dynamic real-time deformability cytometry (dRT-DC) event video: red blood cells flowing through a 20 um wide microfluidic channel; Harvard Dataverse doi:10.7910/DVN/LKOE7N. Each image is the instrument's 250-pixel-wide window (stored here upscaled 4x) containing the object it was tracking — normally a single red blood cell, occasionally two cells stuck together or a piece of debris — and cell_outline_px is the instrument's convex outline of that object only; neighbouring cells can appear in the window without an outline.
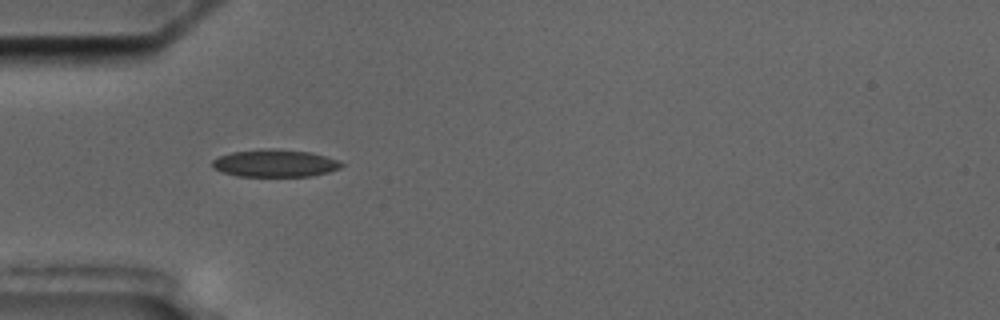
{"species": "common noctule bat (a hibernating species)", "species_latin": "Nyctalus noctula", "temperature_condition": "cold", "stored_images_in_passage": 40, "camera_frame_rate_fps": 3000, "um_per_image_px": 0.085, "animal": {"sex": "male", "body_mass_g": 17.5, "forearm_length_mm": 52.3}, "frame": {"image": 1, "passage_image": 1, "time_ms": 0.0, "image_size_px": [1000, 320], "cell_outline_px": [[344, 164], [340, 168], [328, 172], [312, 176], [236, 176], [220, 172], [212, 168], [212, 160], [220, 156], [232, 152], [268, 148], [272, 148], [312, 152], [340, 160]], "centroid_in_image_um": [23.37, 13.87], "position_along_channel_um": 61.6, "area_um2": 20.87}}
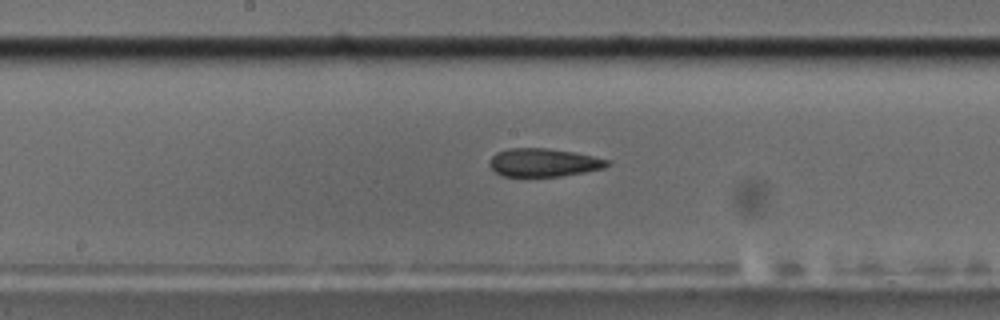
{"frame": {"image": 2, "passage_image": 13, "time_ms": 4.0, "image_size_px": [1000, 320], "cell_outline_px": [[612, 164], [604, 168], [584, 172], [560, 176], [504, 176], [496, 172], [488, 164], [488, 160], [496, 152], [508, 148], [548, 148], [576, 152], [612, 160]], "centroid_in_image_um": [46.24, 13.8], "position_along_channel_um": 202.0, "area_um2": 19.59}}
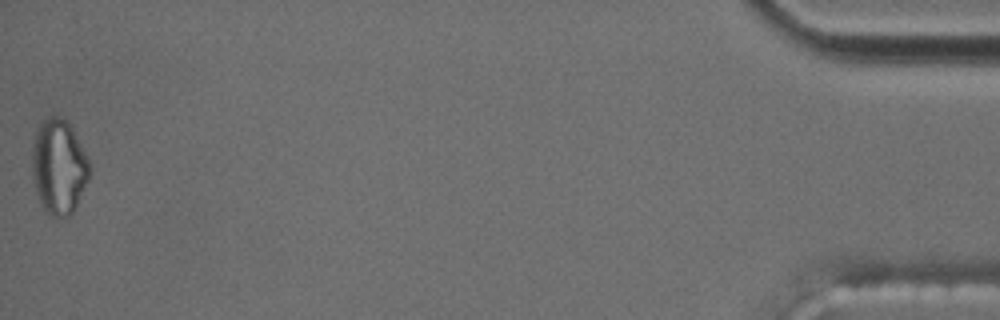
{"frame": {"image": 3, "passage_image": 40, "time_ms": 13.0, "image_size_px": [1000, 320], "cell_outline_px": [[92, 168], [88, 180], [72, 212], [68, 216], [52, 216], [40, 204], [36, 192], [32, 172], [32, 144], [36, 128], [48, 116], [56, 116], [68, 120]], "centroid_in_image_um": [4.98, 14.14], "position_along_channel_um": 430.2, "area_um2": 31.62}, "authors_computed_cell_mechanics": {"area_um2": 20.5479, "velocity_mm_per_s": 3.5732, "shape_relaxation_time_tau1_ms": null, "shape_relaxation_time_tau2_ms": 10.7906, "deformation_change_tau1": null, "deformation_change_tau2": 0.2301}}